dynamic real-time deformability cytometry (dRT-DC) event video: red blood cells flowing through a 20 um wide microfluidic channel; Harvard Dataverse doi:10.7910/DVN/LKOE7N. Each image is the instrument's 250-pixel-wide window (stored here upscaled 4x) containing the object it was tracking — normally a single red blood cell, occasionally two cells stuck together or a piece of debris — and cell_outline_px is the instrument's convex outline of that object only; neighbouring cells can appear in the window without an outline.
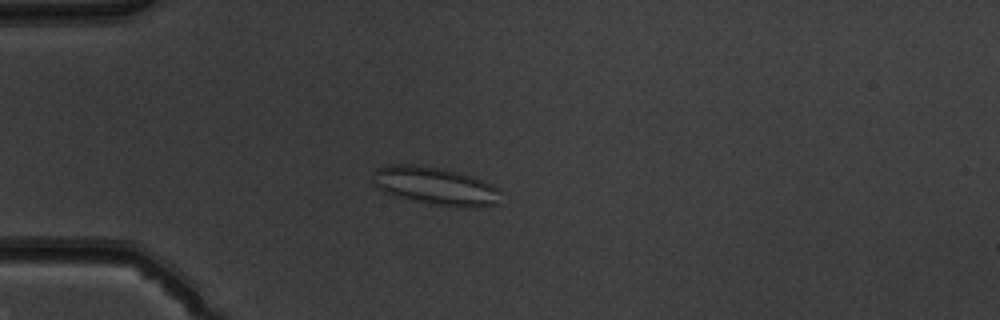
{"species": "common noctule bat (a hibernating species)", "species_latin": "Nyctalus noctula", "temperature_condition": "warm", "stored_images_in_passage": 50, "camera_frame_rate_fps": 3000, "um_per_image_px": 0.085, "animal": {"sex": "male", "body_mass_g": 19.5, "forearm_length_mm": 54.6}, "frame": {"image": 1, "passage_image": 14, "time_ms": 4.333, "image_size_px": [1000, 320], "cell_outline_px": [[500, 204], [464, 208], [432, 204], [396, 196], [372, 184], [372, 172], [376, 168], [388, 164], [416, 164], [440, 168], [456, 172], [480, 180], [496, 188], [500, 192]], "centroid_in_image_um": [36.95, 15.8], "position_along_channel_um": 48.0, "area_um2": 27.98}}
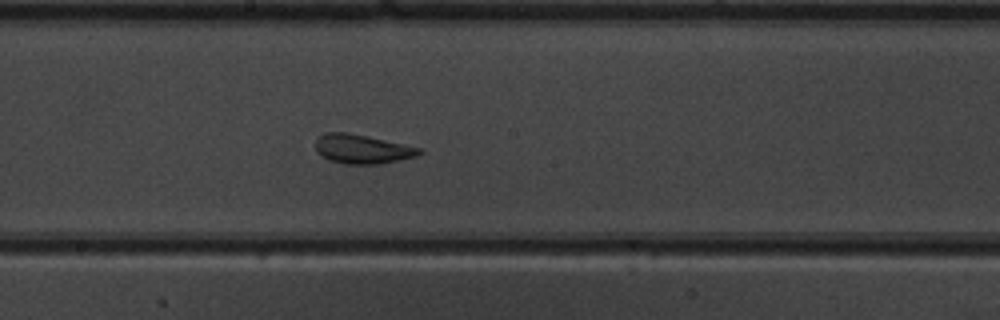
{"frame": {"image": 2, "passage_image": 28, "time_ms": 9.0, "image_size_px": [1000, 320], "cell_outline_px": [[424, 152], [416, 156], [380, 164], [344, 164], [328, 160], [320, 156], [316, 152], [316, 140], [324, 132], [348, 132], [368, 136], [424, 148]], "centroid_in_image_um": [30.79, 12.67], "position_along_channel_um": 217.4, "area_um2": 17.92}}
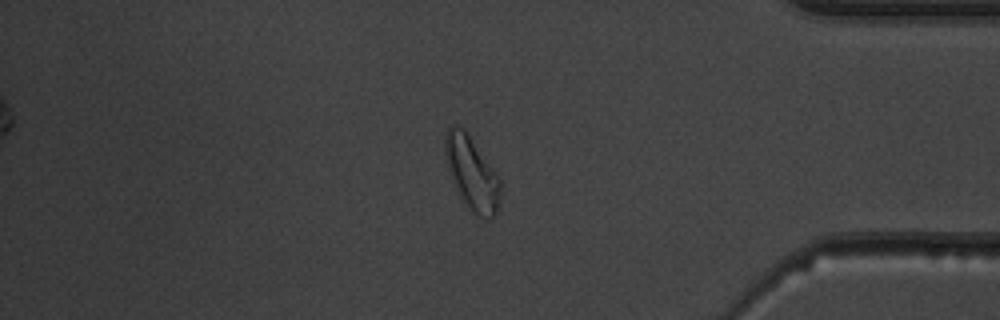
{"frame": {"image": 3, "passage_image": 43, "time_ms": 14.0, "image_size_px": [1000, 320], "cell_outline_px": [[500, 200], [496, 216], [476, 216], [472, 212], [464, 200], [448, 168], [444, 152], [444, 136], [448, 128], [452, 124], [464, 128], [496, 172], [500, 180]], "centroid_in_image_um": [40.11, 14.67], "position_along_channel_um": 395.1, "area_um2": 23.06}, "authors_computed_cell_mechanics": {"area_um2": 21.9929, "velocity_mm_per_s": 4.0354, "shape_relaxation_time_tau1_ms": null, "shape_relaxation_time_tau2_ms": 1.6741, "deformation_change_tau1": null, "deformation_change_tau2": 0.1011}}